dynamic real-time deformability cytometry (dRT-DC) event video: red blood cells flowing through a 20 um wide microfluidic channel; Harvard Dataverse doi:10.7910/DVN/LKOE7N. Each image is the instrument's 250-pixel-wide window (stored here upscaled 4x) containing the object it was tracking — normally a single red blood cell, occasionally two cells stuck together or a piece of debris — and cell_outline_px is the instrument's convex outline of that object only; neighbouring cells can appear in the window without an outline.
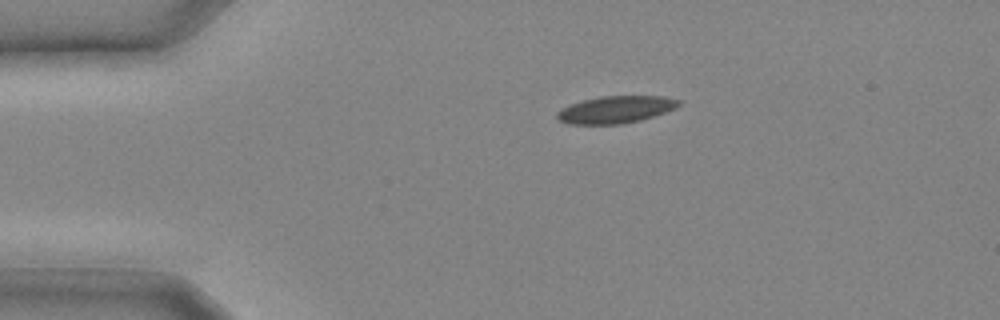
{"species": "common noctule bat (a hibernating species)", "species_latin": "Nyctalus noctula", "temperature_condition": "cold", "stored_images_in_passage": 9, "camera_frame_rate_fps": 3000, "um_per_image_px": 0.085, "animal": {"sex": "male", "body_mass_g": 20.4}, "frame": {"image": 1, "passage_image": 1, "time_ms": 0.0, "image_size_px": [1000, 320], "cell_outline_px": [[680, 104], [676, 108], [640, 120], [620, 124], [568, 124], [560, 120], [556, 116], [556, 112], [560, 108], [584, 100], [600, 96], [664, 96], [680, 100]], "centroid_in_image_um": [52.32, 9.31], "position_along_channel_um": 32.7, "area_um2": 19.13}}
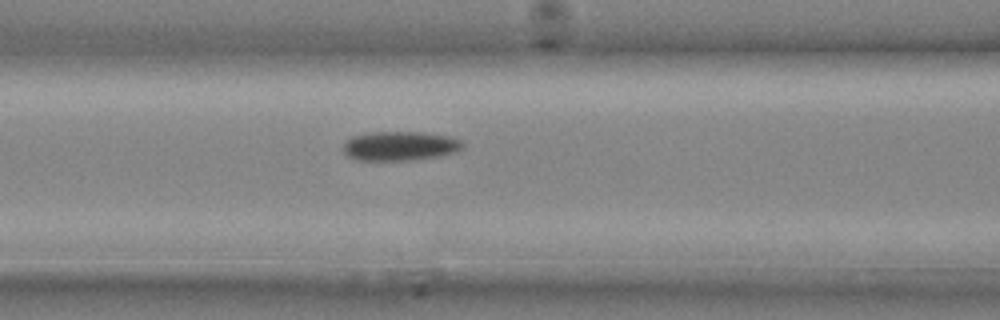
{"frame": {"image": 2, "passage_image": 7, "time_ms": 2.0, "image_size_px": [1000, 320], "cell_outline_px": [[464, 148], [456, 152], [440, 156], [412, 160], [356, 160], [348, 156], [344, 152], [344, 140], [352, 136], [376, 132], [420, 132], [448, 136], [460, 140], [464, 144]], "centroid_in_image_um": [34.0, 12.41], "position_along_channel_um": 132.6, "area_um2": 20.4}}
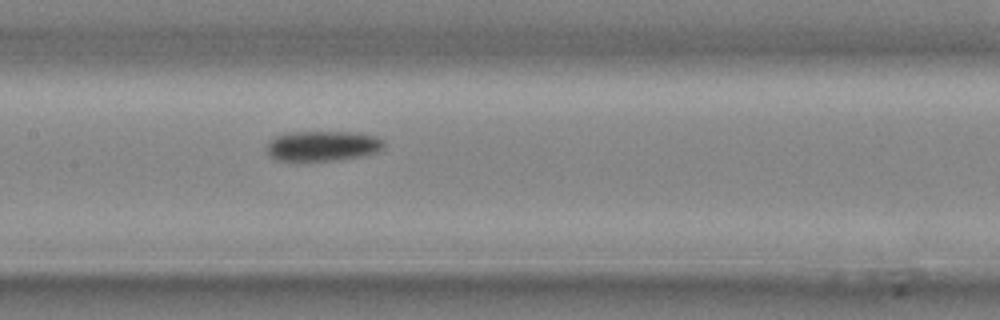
{"frame": {"image": 3, "passage_image": 9, "time_ms": 2.667, "image_size_px": [1000, 320], "cell_outline_px": [[384, 148], [376, 152], [364, 156], [340, 160], [276, 160], [268, 156], [268, 144], [276, 136], [292, 132], [356, 132], [376, 136], [384, 140]], "centroid_in_image_um": [27.49, 12.4], "position_along_channel_um": 179.9, "area_um2": 20.58}}